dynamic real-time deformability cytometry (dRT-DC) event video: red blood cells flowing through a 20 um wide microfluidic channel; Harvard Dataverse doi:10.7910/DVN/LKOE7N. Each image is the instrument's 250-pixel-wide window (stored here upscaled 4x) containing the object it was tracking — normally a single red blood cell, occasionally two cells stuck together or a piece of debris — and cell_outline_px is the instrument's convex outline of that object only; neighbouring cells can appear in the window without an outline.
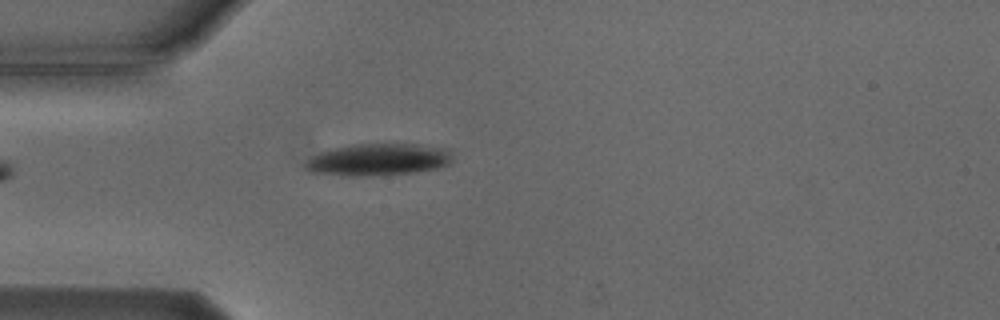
{"species": "Egyptian fruit bat (a non-hibernating species)", "species_latin": "Rousettus aegyptiacus", "temperature_condition": "cold", "stored_images_in_passage": 6, "camera_frame_rate_fps": 3000, "um_per_image_px": 0.085, "animal": {"sex": "male"}, "frame": {"image": 1, "passage_image": 5, "time_ms": 4.667, "image_size_px": [1000, 320], "cell_outline_px": [[452, 160], [448, 164], [436, 168], [412, 172], [352, 176], [308, 172], [304, 168], [304, 164], [312, 156], [320, 152], [332, 148], [352, 144], [420, 144], [452, 148]], "centroid_in_image_um": [32.17, 13.54], "position_along_channel_um": 52.8, "area_um2": 27.46}}